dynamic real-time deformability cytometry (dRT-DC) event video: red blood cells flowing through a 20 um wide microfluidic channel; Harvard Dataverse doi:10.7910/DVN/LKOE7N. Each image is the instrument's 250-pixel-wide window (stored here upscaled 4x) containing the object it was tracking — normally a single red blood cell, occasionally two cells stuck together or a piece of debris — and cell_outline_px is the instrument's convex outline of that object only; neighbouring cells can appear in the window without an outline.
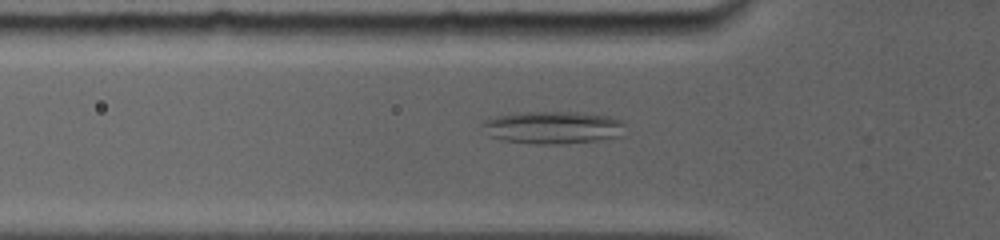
{"species": "common noctule bat (a hibernating species)", "species_latin": "Nyctalus noctula", "temperature_condition": "room temperature", "stored_images_in_passage": 69, "camera_frame_rate_fps": 5000, "um_per_image_px": 0.085, "animal": {"sex": "female", "body_mass_g": 19.0, "forearm_length_mm": 56.7}, "frame": {"image": 1, "passage_image": 12, "time_ms": 2.2, "image_size_px": [1000, 240], "cell_outline_px": [[624, 136], [596, 140], [564, 144], [536, 144], [504, 140], [488, 136], [480, 124], [484, 120], [496, 116], [512, 112], [576, 112], [608, 116], [620, 120], [624, 124]], "centroid_in_image_um": [46.97, 10.83], "position_along_channel_um": 78.8, "area_um2": 27.34}}
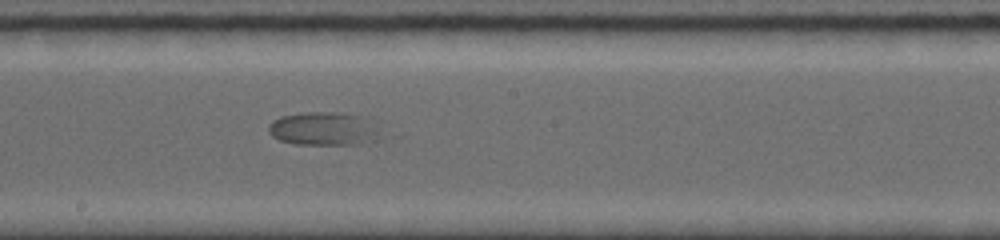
{"frame": {"image": 2, "passage_image": 31, "time_ms": 6.0, "image_size_px": [1000, 240], "cell_outline_px": [[380, 136], [364, 144], [296, 144], [280, 140], [272, 136], [268, 132], [268, 124], [272, 120], [280, 116], [308, 112], [340, 112], [368, 116], [376, 120]], "centroid_in_image_um": [27.57, 10.92], "position_along_channel_um": 220.6, "area_um2": 22.31}}
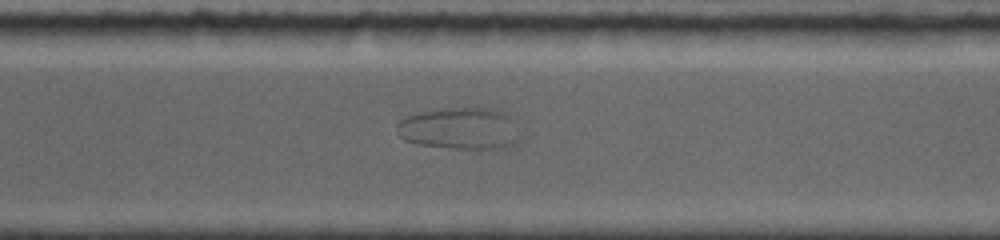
{"frame": {"image": 3, "passage_image": 46, "time_ms": 9.0, "image_size_px": [1000, 240], "cell_outline_px": [[528, 136], [524, 140], [516, 144], [504, 148], [452, 148], [416, 144], [404, 140], [396, 132], [396, 124], [400, 120], [408, 116], [424, 112], [452, 108], [488, 108], [504, 112], [512, 116], [516, 120]], "centroid_in_image_um": [39.27, 10.94], "position_along_channel_um": 331.3, "area_um2": 30.92}}